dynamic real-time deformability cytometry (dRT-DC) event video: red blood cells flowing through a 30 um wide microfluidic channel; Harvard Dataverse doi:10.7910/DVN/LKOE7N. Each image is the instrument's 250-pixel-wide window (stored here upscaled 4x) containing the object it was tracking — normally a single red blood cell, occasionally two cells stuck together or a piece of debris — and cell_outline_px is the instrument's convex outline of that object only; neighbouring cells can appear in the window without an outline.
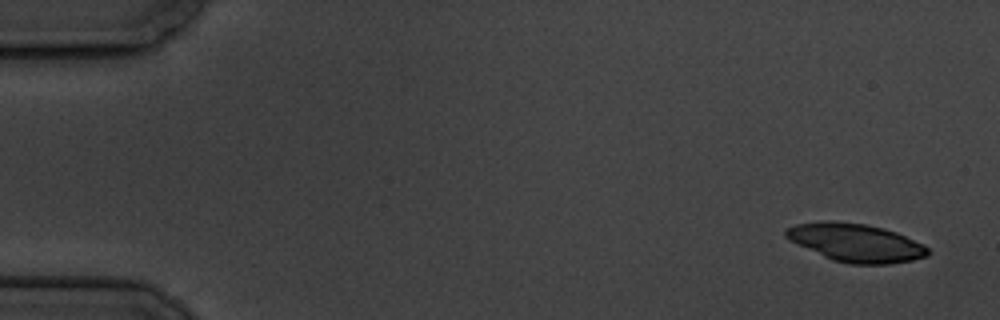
{"species": "common noctule bat (a hibernating species)", "species_latin": "Nyctalus noctula", "temperature_condition": "cold", "stored_images_in_passage": 5, "camera_frame_rate_fps": 3000, "um_per_image_px": 0.085, "animal": {"sex": "male", "body_mass_g": 19.5, "forearm_length_mm": 54.6}, "frame": {"image": 1, "passage_image": 1, "time_ms": 0.0, "image_size_px": [1000, 320], "cell_outline_px": [[928, 256], [912, 260], [888, 264], [848, 264], [832, 260], [788, 240], [784, 236], [784, 228], [796, 224], [820, 220], [836, 220], [864, 224], [884, 228], [896, 232], [924, 244], [928, 248]], "centroid_in_image_um": [72.69, 20.61], "position_along_channel_um": 12.3, "area_um2": 31.91}}